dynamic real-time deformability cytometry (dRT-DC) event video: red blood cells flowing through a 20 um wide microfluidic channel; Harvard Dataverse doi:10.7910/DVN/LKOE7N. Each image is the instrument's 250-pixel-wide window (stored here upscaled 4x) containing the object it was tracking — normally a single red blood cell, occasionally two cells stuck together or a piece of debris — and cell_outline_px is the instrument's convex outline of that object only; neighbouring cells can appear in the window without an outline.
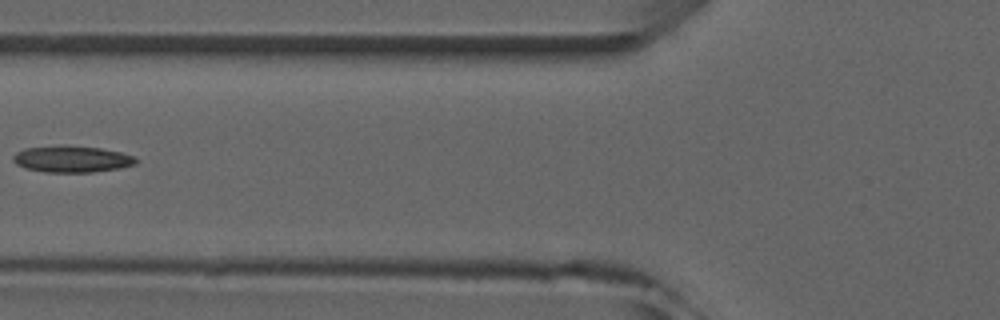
{"species": "common noctule bat (a hibernating species)", "species_latin": "Nyctalus noctula", "temperature_condition": "room temperature", "stored_images_in_passage": 7, "camera_frame_rate_fps": 3000, "um_per_image_px": 0.085, "animal": {"sex": "male", "forearm_length_mm": 52.5}, "frame": {"image": 1, "passage_image": 6, "time_ms": 5.667, "image_size_px": [1000, 320], "cell_outline_px": [[136, 164], [120, 168], [92, 172], [44, 172], [24, 168], [16, 164], [12, 160], [12, 156], [16, 152], [24, 148], [64, 144], [100, 148], [120, 152], [132, 156], [136, 160]], "centroid_in_image_um": [6.04, 13.51], "position_along_channel_um": 119.8, "area_um2": 19.19}}
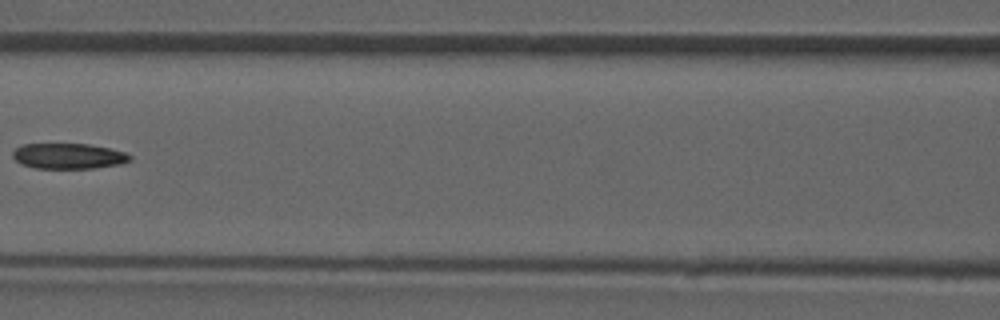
{"frame": {"image": 2, "passage_image": 7, "time_ms": 6.667, "image_size_px": [1000, 320], "cell_outline_px": [[132, 160], [120, 164], [92, 168], [36, 168], [20, 164], [12, 156], [12, 152], [16, 148], [24, 144], [88, 144], [112, 148], [124, 152], [132, 156]], "centroid_in_image_um": [5.83, 13.26], "position_along_channel_um": 160.8, "area_um2": 17.46}}